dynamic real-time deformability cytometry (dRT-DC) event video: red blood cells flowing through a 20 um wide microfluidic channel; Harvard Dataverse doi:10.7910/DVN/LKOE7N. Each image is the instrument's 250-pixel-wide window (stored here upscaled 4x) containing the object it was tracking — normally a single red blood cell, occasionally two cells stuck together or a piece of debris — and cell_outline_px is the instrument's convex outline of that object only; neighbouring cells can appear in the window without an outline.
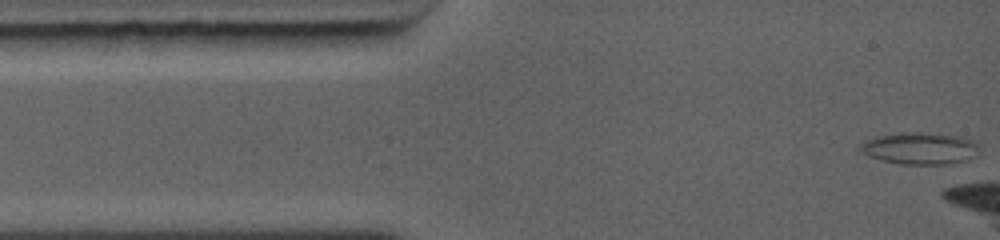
{"species": "common noctule bat (a hibernating species)", "species_latin": "Nyctalus noctula", "temperature_condition": "warm", "stored_images_in_passage": 58, "camera_frame_rate_fps": 5000, "um_per_image_px": 0.085, "animal": {"sex": "female", "body_mass_g": 19.0, "forearm_length_mm": 56.7}, "frame": {"image": 1, "passage_image": 1, "time_ms": 0.0, "image_size_px": [1000, 240], "cell_outline_px": [[976, 148], [964, 160], [948, 164], [900, 164], [880, 160], [868, 156], [860, 152], [856, 148], [864, 140], [880, 136], [900, 132], [924, 132], [960, 136], [972, 140], [976, 144]], "centroid_in_image_um": [78.04, 12.6], "position_along_channel_um": 7.0, "area_um2": 21.85}}
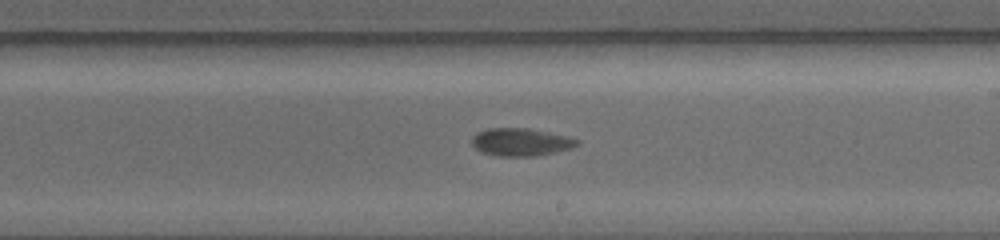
{"frame": {"image": 2, "passage_image": 36, "time_ms": 7.0, "image_size_px": [1000, 240], "cell_outline_px": [[580, 144], [572, 148], [556, 152], [536, 156], [500, 156], [484, 152], [476, 148], [472, 144], [472, 136], [476, 132], [488, 128], [528, 128], [568, 136], [580, 140]], "centroid_in_image_um": [44.31, 12.07], "position_along_channel_um": 244.7, "area_um2": 17.05}}
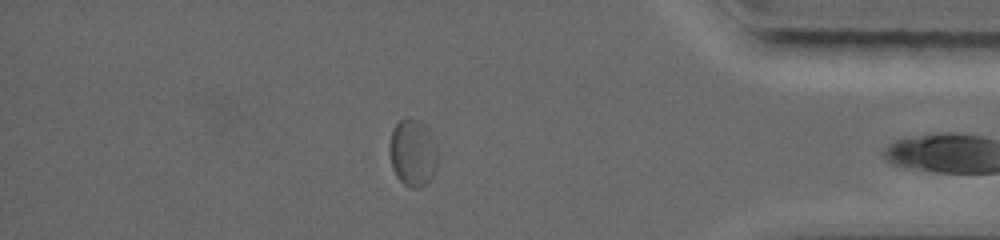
{"frame": {"image": 3, "passage_image": 57, "time_ms": 11.2, "image_size_px": [1000, 240], "cell_outline_px": [[436, 164], [432, 176], [420, 188], [412, 188], [404, 184], [396, 176], [392, 168], [388, 148], [392, 128], [400, 120], [408, 116], [420, 120], [432, 132], [436, 148]], "centroid_in_image_um": [35.06, 12.93], "position_along_channel_um": 400.1, "area_um2": 19.07}}